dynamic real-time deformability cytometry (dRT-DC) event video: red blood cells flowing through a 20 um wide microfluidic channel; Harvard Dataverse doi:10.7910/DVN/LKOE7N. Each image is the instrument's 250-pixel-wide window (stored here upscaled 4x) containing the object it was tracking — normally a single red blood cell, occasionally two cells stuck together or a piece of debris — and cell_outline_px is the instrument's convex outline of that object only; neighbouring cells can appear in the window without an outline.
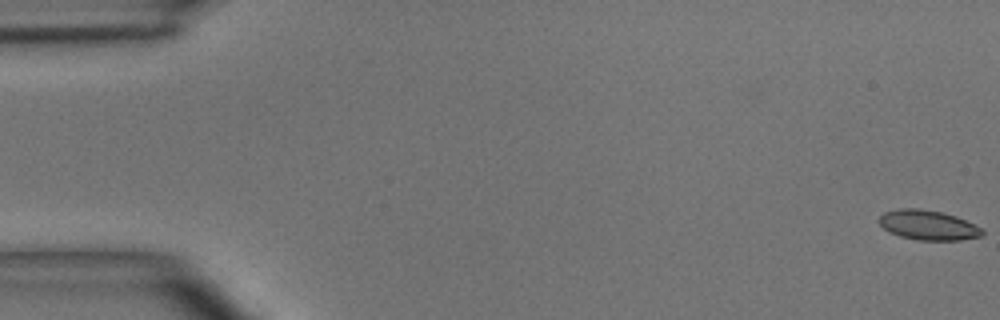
{"species": "common noctule bat (a hibernating species)", "species_latin": "Nyctalus noctula", "temperature_condition": "room temperature", "stored_images_in_passage": 50, "camera_frame_rate_fps": 3000, "um_per_image_px": 0.085, "animal": {"sex": "male", "body_mass_g": 15.6}, "frame": {"image": 1, "passage_image": 1, "time_ms": 0.0, "image_size_px": [1000, 320], "cell_outline_px": [[984, 232], [980, 236], [960, 240], [920, 240], [900, 236], [888, 232], [876, 220], [884, 212], [896, 208], [920, 208], [940, 212], [956, 216], [980, 228]], "centroid_in_image_um": [78.81, 19.12], "position_along_channel_um": 6.2, "area_um2": 17.8}}
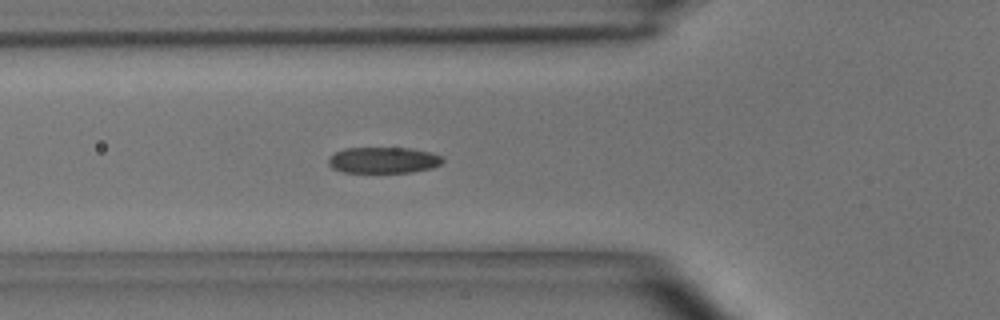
{"frame": {"image": 2, "passage_image": 18, "time_ms": 5.667, "image_size_px": [1000, 320], "cell_outline_px": [[444, 160], [440, 164], [432, 168], [412, 172], [344, 172], [332, 168], [328, 164], [328, 160], [336, 152], [344, 148], [412, 148], [432, 152], [444, 156]], "centroid_in_image_um": [32.64, 13.6], "position_along_channel_um": 93.2, "area_um2": 17.46}}
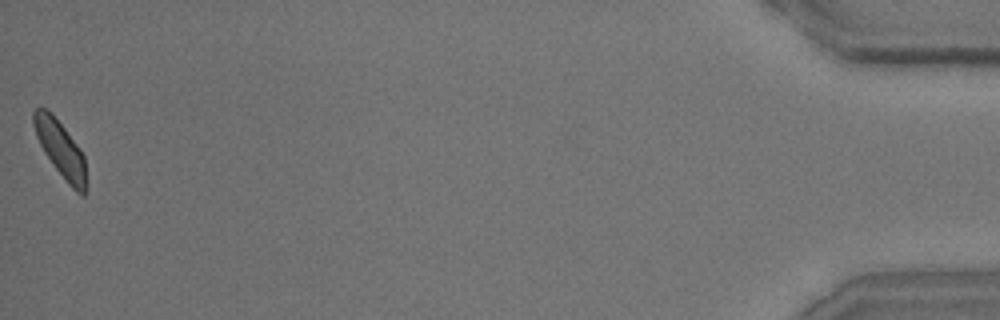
{"frame": {"image": 3, "passage_image": 50, "time_ms": 16.333, "image_size_px": [1000, 320], "cell_outline_px": [[88, 188], [84, 196], [80, 196], [68, 184], [44, 152], [36, 136], [32, 124], [32, 112], [36, 108], [44, 108], [64, 128], [80, 148], [84, 156], [88, 184]], "centroid_in_image_um": [5.19, 12.76], "position_along_channel_um": 430.0, "area_um2": 17.17}, "authors_computed_cell_mechanics": {"area_um2": 17.8602, "velocity_mm_per_s": 4.0366, "shape_relaxation_time_tau1_ms": 3.7555, "shape_relaxation_time_tau2_ms": 1.2861, "deformation_change_tau1": 0.1172, "deformation_change_tau2": 0.0703}}